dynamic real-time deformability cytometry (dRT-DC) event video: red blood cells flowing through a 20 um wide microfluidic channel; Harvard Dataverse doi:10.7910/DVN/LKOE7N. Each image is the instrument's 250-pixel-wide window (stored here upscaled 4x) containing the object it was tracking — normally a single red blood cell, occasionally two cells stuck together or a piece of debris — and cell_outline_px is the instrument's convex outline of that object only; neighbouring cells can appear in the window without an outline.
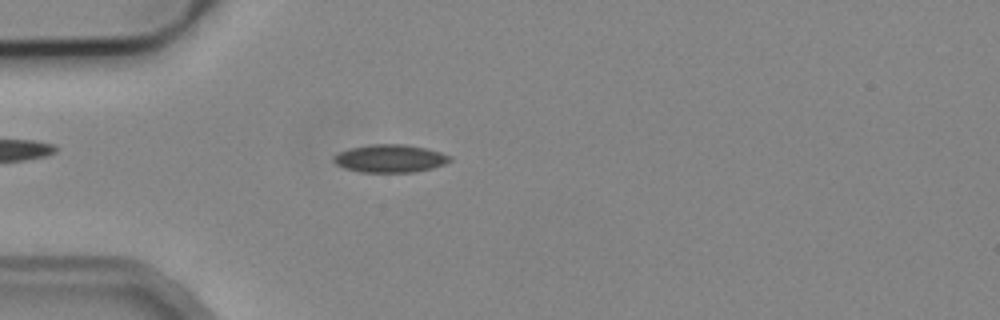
{"species": "common noctule bat (a hibernating species)", "species_latin": "Nyctalus noctula", "temperature_condition": "cold", "stored_images_in_passage": 4, "camera_frame_rate_fps": 3000, "um_per_image_px": 0.085, "animal": {"sex": "male", "body_mass_g": 19.2, "forearm_length_mm": 51.8}, "frame": {"image": 1, "passage_image": 4, "time_ms": 3.333, "image_size_px": [1000, 320], "cell_outline_px": [[452, 160], [444, 164], [432, 168], [412, 172], [360, 172], [344, 168], [336, 164], [332, 160], [332, 156], [340, 152], [352, 148], [372, 144], [404, 144], [424, 148], [440, 152], [452, 156]], "centroid_in_image_um": [33.15, 13.47], "position_along_channel_um": 51.9, "area_um2": 18.79}}